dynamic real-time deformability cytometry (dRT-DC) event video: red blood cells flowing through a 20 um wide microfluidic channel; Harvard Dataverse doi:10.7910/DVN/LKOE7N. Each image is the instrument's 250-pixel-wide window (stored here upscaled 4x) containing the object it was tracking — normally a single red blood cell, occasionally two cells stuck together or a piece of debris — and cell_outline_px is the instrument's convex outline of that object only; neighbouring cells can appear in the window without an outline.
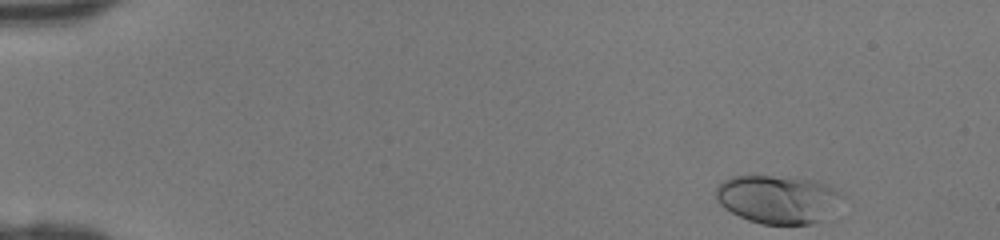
{"species": "human", "species_latin": "Homo sapiens", "temperature_condition": "room temperature", "stored_images_in_passage": 42, "camera_frame_rate_fps": 3000, "um_per_image_px": 0.085, "donor": {"sex": "female"}, "frame": {"image": 1, "passage_image": 1, "time_ms": 0.0, "image_size_px": [1000, 240], "cell_outline_px": [[844, 196], [820, 220], [812, 224], [760, 224], [748, 220], [724, 208], [716, 200], [716, 188], [724, 180], [732, 176], [772, 176], [820, 180], [844, 192]], "centroid_in_image_um": [66.11, 16.92], "position_along_channel_um": 18.9, "area_um2": 35.43}}
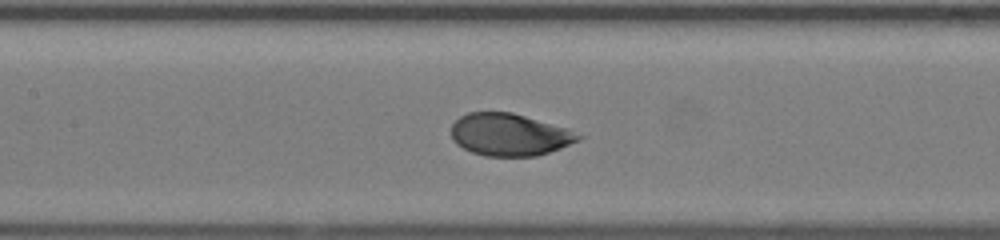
{"frame": {"image": 2, "passage_image": 19, "time_ms": 6.0, "image_size_px": [1000, 240], "cell_outline_px": [[584, 136], [580, 140], [560, 148], [536, 156], [484, 156], [472, 152], [456, 144], [452, 140], [452, 124], [460, 116], [468, 112], [512, 112], [568, 128]], "centroid_in_image_um": [43.31, 11.44], "position_along_channel_um": 164.1, "area_um2": 31.39}}
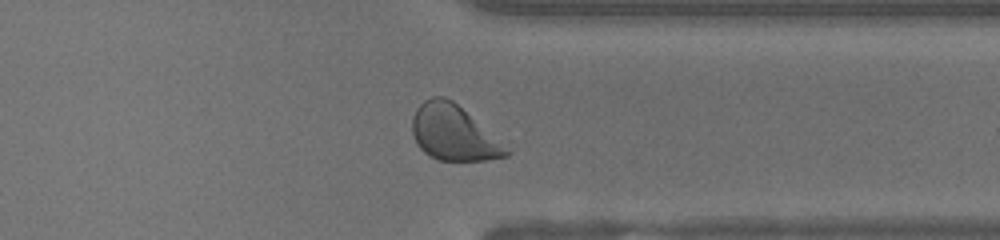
{"frame": {"image": 3, "passage_image": 33, "time_ms": 10.667, "image_size_px": [1000, 240], "cell_outline_px": [[512, 152], [508, 156], [488, 160], [440, 160], [428, 156], [416, 144], [412, 132], [412, 116], [416, 108], [424, 100], [432, 96], [444, 96], [452, 100], [508, 140]], "centroid_in_image_um": [38.68, 11.29], "position_along_channel_um": 372.7, "area_um2": 31.79}}